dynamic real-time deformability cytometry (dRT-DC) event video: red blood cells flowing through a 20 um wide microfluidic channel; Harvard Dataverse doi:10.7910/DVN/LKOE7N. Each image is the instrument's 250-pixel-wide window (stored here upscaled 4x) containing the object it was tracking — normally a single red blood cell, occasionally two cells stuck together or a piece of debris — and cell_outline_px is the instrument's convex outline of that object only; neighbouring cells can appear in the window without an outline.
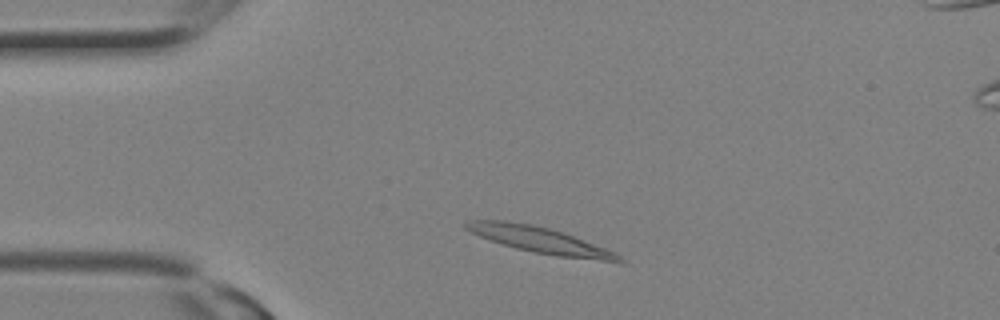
{"species": "Egyptian fruit bat (a non-hibernating species)", "species_latin": "Rousettus aegyptiacus", "temperature_condition": "room temperature", "stored_images_in_passage": 17, "camera_frame_rate_fps": 3000, "um_per_image_px": 0.085, "animal": {"sex": "female"}, "frame": {"image": 1, "passage_image": 3, "time_ms": 0.667, "image_size_px": [1000, 320], "cell_outline_px": [[624, 264], [556, 256], [516, 248], [480, 236], [464, 228], [464, 220], [504, 220], [532, 224], [548, 228], [572, 236], [616, 252], [624, 260]], "centroid_in_image_um": [45.96, 20.42], "position_along_channel_um": 39.0, "area_um2": 23.12}}
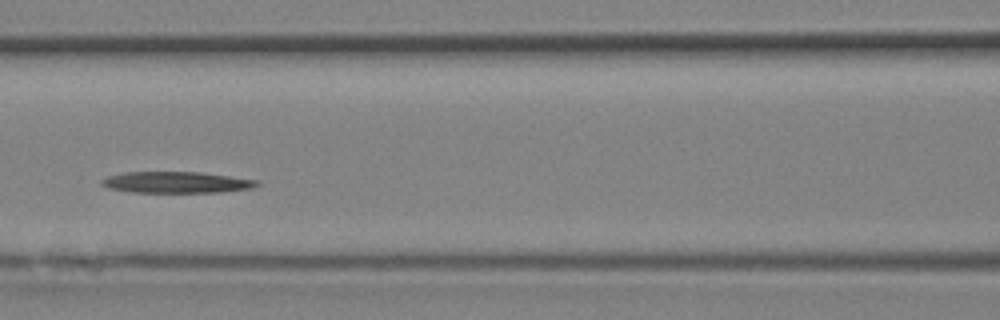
{"frame": {"image": 2, "passage_image": 9, "time_ms": 2.667, "image_size_px": [1000, 320], "cell_outline_px": [[260, 184], [252, 188], [220, 192], [132, 192], [108, 188], [100, 184], [100, 180], [108, 176], [124, 172], [200, 172], [260, 180]], "centroid_in_image_um": [15.0, 15.49], "position_along_channel_um": 151.6, "area_um2": 19.31}}
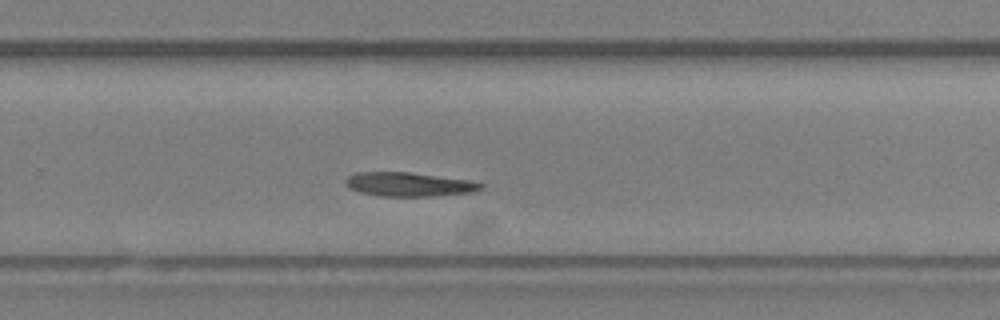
{"frame": {"image": 3, "passage_image": 15, "time_ms": 4.667, "image_size_px": [1000, 320], "cell_outline_px": [[484, 188], [476, 192], [432, 196], [380, 196], [360, 192], [348, 188], [344, 184], [344, 180], [348, 176], [356, 172], [408, 172], [468, 180], [484, 184]], "centroid_in_image_um": [34.74, 15.67], "position_along_channel_um": 295.1, "area_um2": 19.02}}